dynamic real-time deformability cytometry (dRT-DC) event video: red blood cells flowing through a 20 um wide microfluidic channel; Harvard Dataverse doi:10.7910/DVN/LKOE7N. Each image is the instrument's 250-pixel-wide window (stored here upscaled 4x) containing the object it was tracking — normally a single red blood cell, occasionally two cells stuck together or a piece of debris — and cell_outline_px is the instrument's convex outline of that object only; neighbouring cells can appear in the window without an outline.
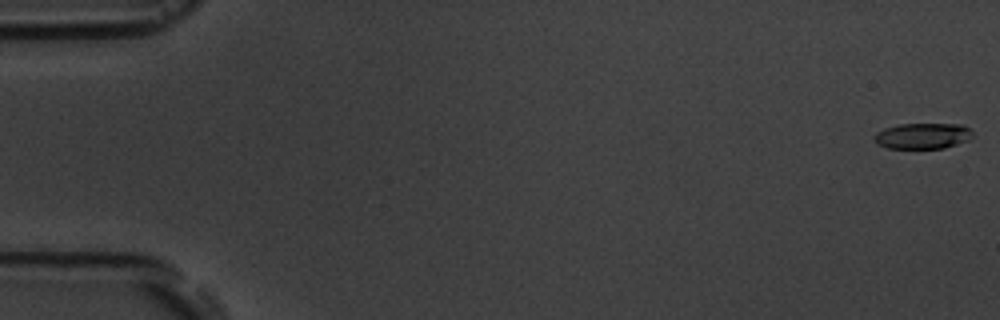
{"species": "common noctule bat (a hibernating species)", "species_latin": "Nyctalus noctula", "temperature_condition": "room temperature", "stored_images_in_passage": 6, "camera_frame_rate_fps": 3000, "um_per_image_px": 0.085, "animal": {"sex": "male", "body_mass_g": 19.5, "forearm_length_mm": 54.6}, "frame": {"image": 1, "passage_image": 1, "time_ms": 0.0, "image_size_px": [1000, 320], "cell_outline_px": [[972, 136], [968, 140], [944, 148], [888, 148], [876, 144], [872, 136], [876, 132], [884, 128], [900, 124], [964, 124], [972, 132]], "centroid_in_image_um": [78.39, 11.55], "position_along_channel_um": 6.6, "area_um2": 14.85}}
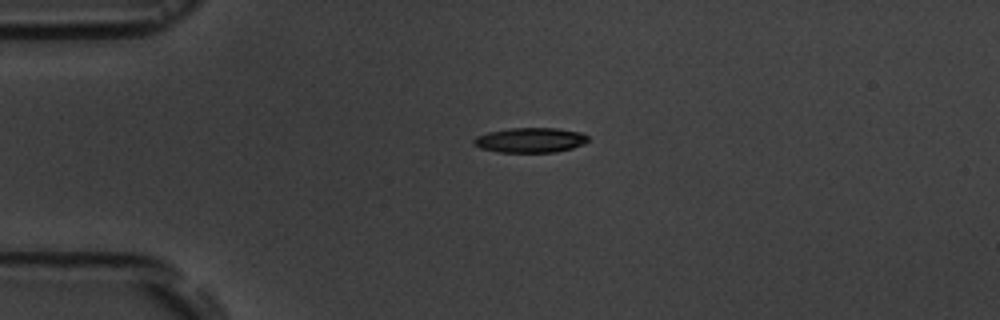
{"frame": {"image": 2, "passage_image": 4, "time_ms": 4.333, "image_size_px": [1000, 320], "cell_outline_px": [[588, 140], [584, 144], [572, 148], [556, 152], [500, 152], [480, 148], [472, 144], [472, 140], [476, 136], [488, 132], [508, 128], [556, 128], [580, 132], [588, 136]], "centroid_in_image_um": [45.05, 11.91], "position_along_channel_um": 40.0, "area_um2": 16.65}}
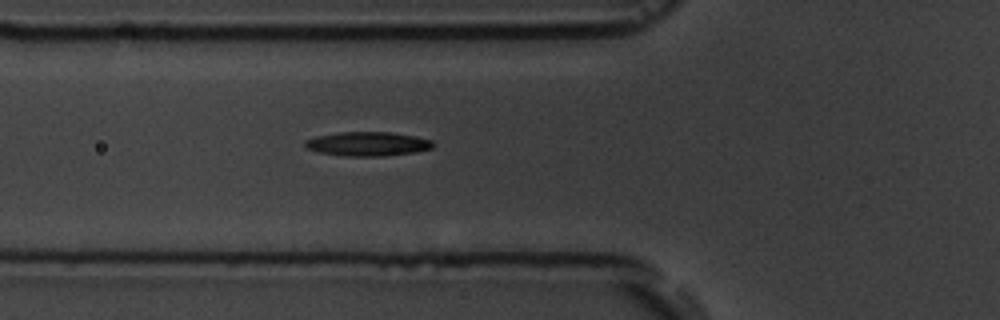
{"frame": {"image": 3, "passage_image": 6, "time_ms": 6.667, "image_size_px": [1000, 320], "cell_outline_px": [[436, 144], [432, 148], [412, 152], [380, 156], [344, 156], [320, 152], [308, 148], [304, 144], [304, 140], [316, 136], [340, 132], [392, 132], [416, 136], [432, 140]], "centroid_in_image_um": [31.27, 12.22], "position_along_channel_um": 94.5, "area_um2": 17.92}}